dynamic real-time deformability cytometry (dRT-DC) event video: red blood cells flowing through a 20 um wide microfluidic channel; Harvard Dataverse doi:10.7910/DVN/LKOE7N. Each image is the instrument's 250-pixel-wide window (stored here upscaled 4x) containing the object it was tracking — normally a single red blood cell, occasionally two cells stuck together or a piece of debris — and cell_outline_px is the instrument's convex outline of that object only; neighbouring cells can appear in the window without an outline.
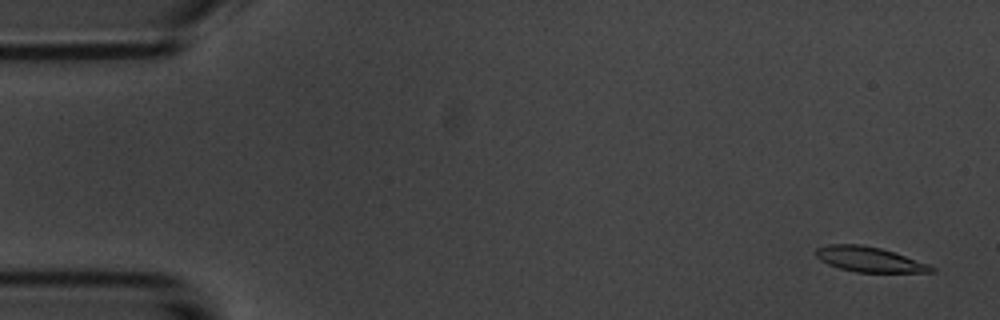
{"species": "common noctule bat (a hibernating species)", "species_latin": "Nyctalus noctula", "temperature_condition": "room temperature", "stored_images_in_passage": 4, "camera_frame_rate_fps": 3000, "um_per_image_px": 0.085, "animal": {"sex": "male", "body_mass_g": 20.1, "forearm_length_mm": 53.5}, "frame": {"image": 1, "passage_image": 1, "time_ms": 0.0, "image_size_px": [1000, 320], "cell_outline_px": [[936, 272], [856, 272], [840, 268], [828, 264], [820, 260], [816, 256], [816, 248], [828, 244], [860, 244], [880, 248], [896, 252], [928, 264], [936, 268]], "centroid_in_image_um": [73.9, 22.04], "position_along_channel_um": 11.1, "area_um2": 16.88}}